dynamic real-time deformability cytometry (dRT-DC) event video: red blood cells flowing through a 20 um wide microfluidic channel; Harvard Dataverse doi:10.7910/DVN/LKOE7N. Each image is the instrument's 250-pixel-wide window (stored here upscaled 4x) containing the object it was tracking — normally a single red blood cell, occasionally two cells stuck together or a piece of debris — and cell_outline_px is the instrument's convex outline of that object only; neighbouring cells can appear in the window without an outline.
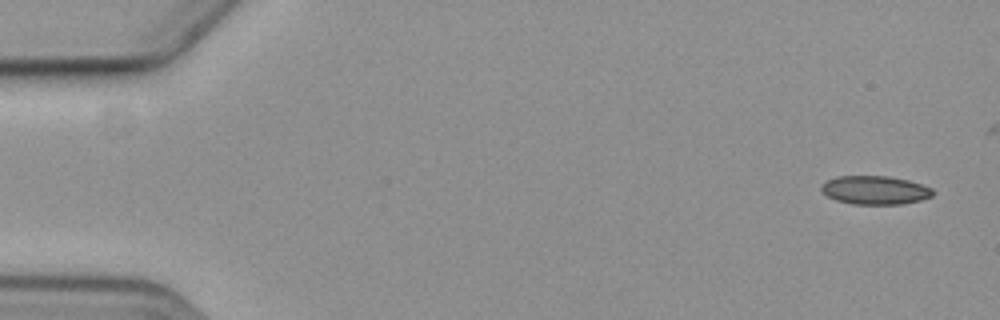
{"species": "common noctule bat (a hibernating species)", "species_latin": "Nyctalus noctula", "temperature_condition": "cold", "stored_images_in_passage": 5, "camera_frame_rate_fps": 3000, "um_per_image_px": 0.085, "animal": {"sex": "female", "body_mass_g": 19.3, "forearm_length_mm": 54.1}, "frame": {"image": 1, "passage_image": 1, "time_ms": 0.0, "image_size_px": [1000, 320], "cell_outline_px": [[932, 196], [920, 200], [900, 204], [856, 204], [836, 200], [828, 196], [820, 188], [820, 184], [836, 176], [888, 176], [908, 180], [932, 188]], "centroid_in_image_um": [74.35, 16.15], "position_along_channel_um": 10.6, "area_um2": 18.38}}
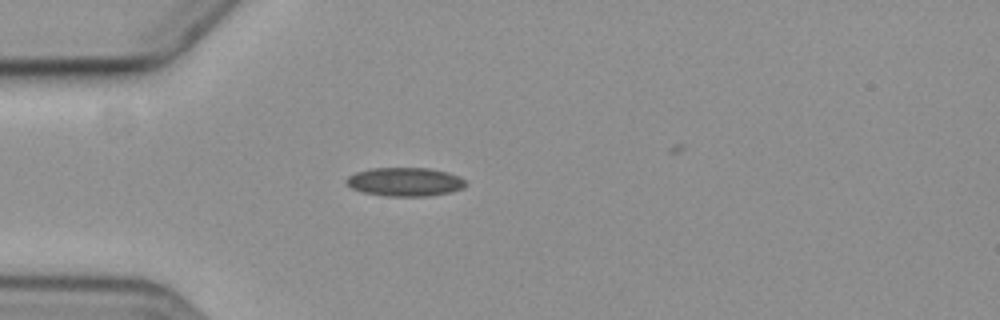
{"frame": {"image": 2, "passage_image": 5, "time_ms": 4.667, "image_size_px": [1000, 320], "cell_outline_px": [[468, 184], [464, 188], [452, 192], [424, 196], [384, 196], [364, 192], [352, 188], [344, 180], [348, 176], [356, 172], [372, 168], [428, 168], [448, 172], [460, 176]], "centroid_in_image_um": [34.45, 15.45], "position_along_channel_um": 50.5, "area_um2": 20.0}}